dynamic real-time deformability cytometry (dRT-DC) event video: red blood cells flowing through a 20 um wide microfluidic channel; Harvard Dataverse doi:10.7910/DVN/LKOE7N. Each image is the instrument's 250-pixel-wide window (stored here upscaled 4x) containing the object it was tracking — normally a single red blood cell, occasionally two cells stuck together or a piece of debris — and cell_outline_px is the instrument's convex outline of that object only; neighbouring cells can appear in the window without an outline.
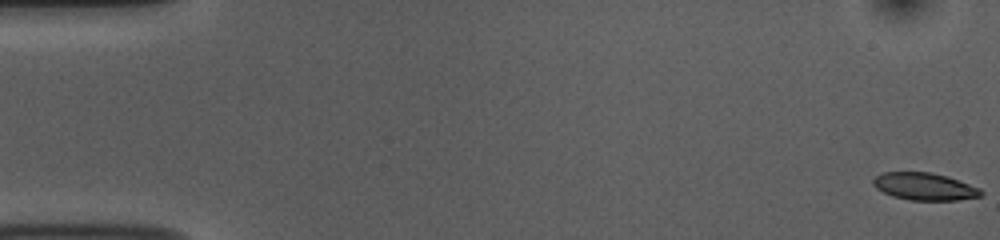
{"species": "common noctule bat (a hibernating species)", "species_latin": "Nyctalus noctula", "temperature_condition": "room temperature", "stored_images_in_passage": 54, "camera_frame_rate_fps": 3000, "um_per_image_px": 0.085, "animal": {"sex": "female", "body_mass_g": 10.0, "forearm_length_mm": 53.1}, "frame": {"image": 1, "passage_image": 1, "time_ms": 0.0, "image_size_px": [1000, 240], "cell_outline_px": [[984, 192], [980, 196], [956, 200], [908, 200], [892, 196], [876, 188], [872, 184], [872, 180], [876, 176], [884, 172], [932, 172], [948, 176], [980, 188]], "centroid_in_image_um": [78.58, 15.85], "position_along_channel_um": 6.4, "area_um2": 17.22}}
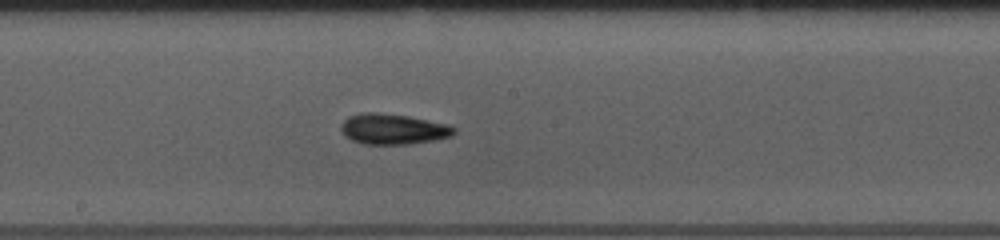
{"frame": {"image": 2, "passage_image": 29, "time_ms": 9.333, "image_size_px": [1000, 240], "cell_outline_px": [[456, 132], [452, 136], [436, 140], [408, 144], [364, 144], [352, 140], [344, 136], [340, 128], [340, 124], [348, 116], [364, 112], [376, 112], [408, 116], [448, 124], [456, 128]], "centroid_in_image_um": [33.41, 10.97], "position_along_channel_um": 214.8, "area_um2": 20.29}}
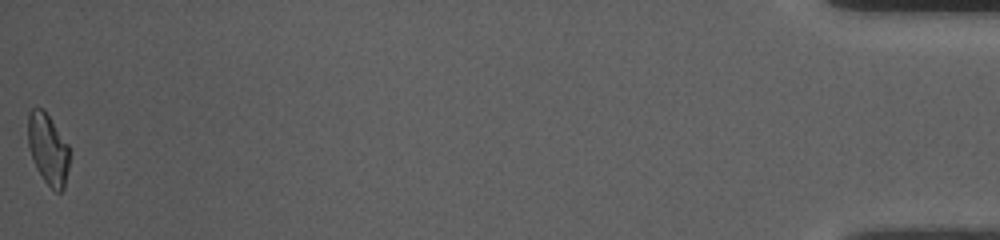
{"frame": {"image": 3, "passage_image": 54, "time_ms": 17.667, "image_size_px": [1000, 240], "cell_outline_px": [[68, 168], [64, 188], [60, 192], [56, 192], [44, 180], [36, 168], [28, 148], [28, 112], [32, 108], [44, 108], [68, 144]], "centroid_in_image_um": [4.06, 12.64], "position_along_channel_um": 431.1, "area_um2": 17.11}, "authors_computed_cell_mechanics": {"area_um2": 18.1203, "velocity_mm_per_s": 3.7564, "shape_relaxation_time_tau1_ms": 5.206, "shape_relaxation_time_tau2_ms": 5.0853, "deformation_change_tau1": 0.1464, "deformation_change_tau2": 0.1371}}